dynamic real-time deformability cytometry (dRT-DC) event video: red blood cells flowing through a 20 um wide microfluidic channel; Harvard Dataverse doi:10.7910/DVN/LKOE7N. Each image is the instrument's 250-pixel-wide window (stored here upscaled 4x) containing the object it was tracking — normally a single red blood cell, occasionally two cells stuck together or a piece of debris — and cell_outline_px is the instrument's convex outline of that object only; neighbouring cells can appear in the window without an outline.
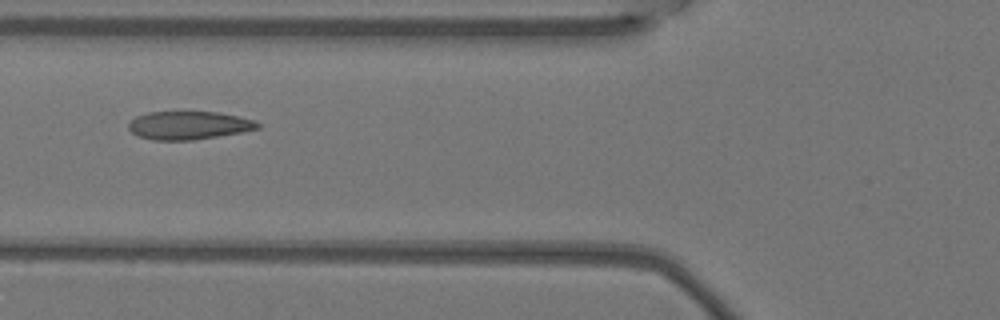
{"species": "Egyptian fruit bat (a non-hibernating species)", "species_latin": "Rousettus aegyptiacus", "temperature_condition": "warm", "stored_images_in_passage": 8, "camera_frame_rate_fps": 3000, "um_per_image_px": 0.085, "animal": {"sex": "female"}, "frame": {"image": 1, "passage_image": 6, "time_ms": 1.667, "image_size_px": [1000, 320], "cell_outline_px": [[260, 128], [240, 132], [192, 140], [152, 140], [140, 136], [132, 132], [128, 128], [128, 124], [136, 116], [148, 112], [220, 112], [256, 120], [260, 124]], "centroid_in_image_um": [16.05, 10.64], "position_along_channel_um": 109.7, "area_um2": 21.1}}
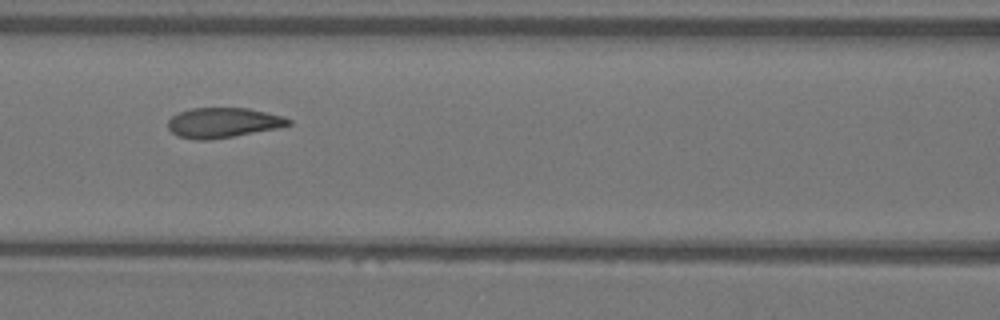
{"frame": {"image": 2, "passage_image": 7, "time_ms": 2.0, "image_size_px": [1000, 320], "cell_outline_px": [[292, 124], [276, 128], [232, 136], [208, 140], [196, 140], [176, 136], [168, 128], [168, 120], [172, 116], [180, 112], [192, 108], [248, 108], [284, 116], [292, 120]], "centroid_in_image_um": [18.95, 10.42], "position_along_channel_um": 147.7, "area_um2": 20.98}}
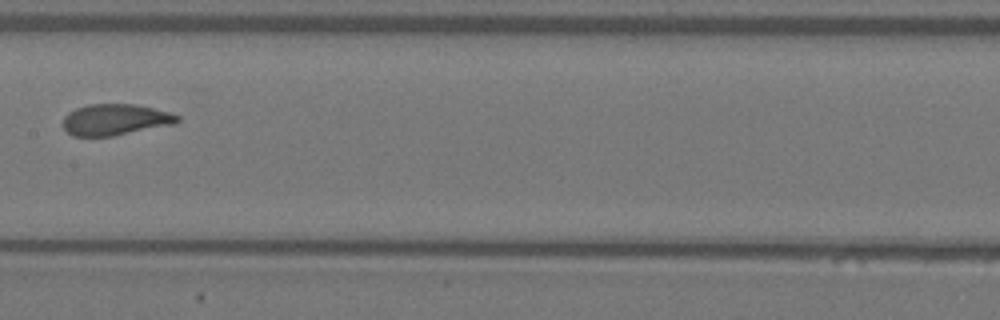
{"frame": {"image": 3, "passage_image": 8, "time_ms": 2.333, "image_size_px": [1000, 320], "cell_outline_px": [[180, 120], [172, 124], [112, 136], [72, 136], [64, 128], [64, 116], [68, 112], [76, 108], [88, 104], [136, 104], [168, 112], [180, 116]], "centroid_in_image_um": [9.77, 10.16], "position_along_channel_um": 197.6, "area_um2": 20.58}}